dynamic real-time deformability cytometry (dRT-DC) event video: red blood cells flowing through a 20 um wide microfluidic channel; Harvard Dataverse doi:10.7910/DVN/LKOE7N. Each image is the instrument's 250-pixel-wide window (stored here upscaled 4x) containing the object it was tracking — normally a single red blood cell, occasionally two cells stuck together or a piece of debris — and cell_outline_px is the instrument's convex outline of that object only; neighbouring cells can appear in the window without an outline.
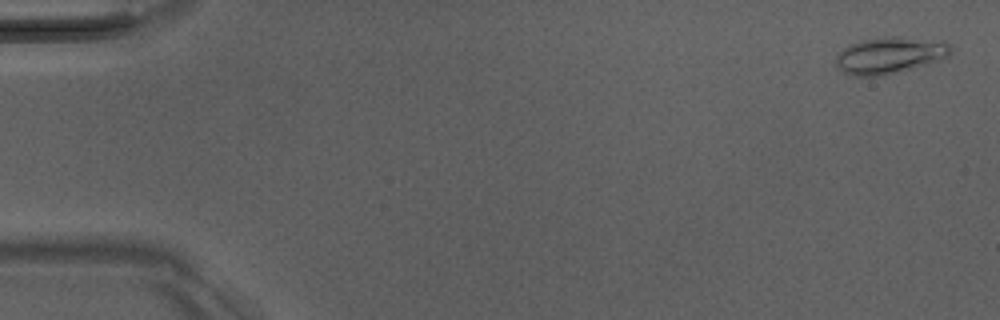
{"species": "Egyptian fruit bat (a non-hibernating species)", "species_latin": "Rousettus aegyptiacus", "temperature_condition": "room temperature", "stored_images_in_passage": 50, "camera_frame_rate_fps": 3000, "um_per_image_px": 0.085, "animal": {"sex": "male"}, "frame": {"image": 1, "passage_image": 2, "time_ms": 0.333, "image_size_px": [1000, 320], "cell_outline_px": [[952, 52], [948, 56], [928, 64], [884, 76], [852, 76], [836, 68], [836, 56], [844, 48], [852, 44], [864, 40], [892, 36], [896, 36], [944, 40], [952, 48]], "centroid_in_image_um": [75.66, 4.71], "position_along_channel_um": 9.3, "area_um2": 24.62}}
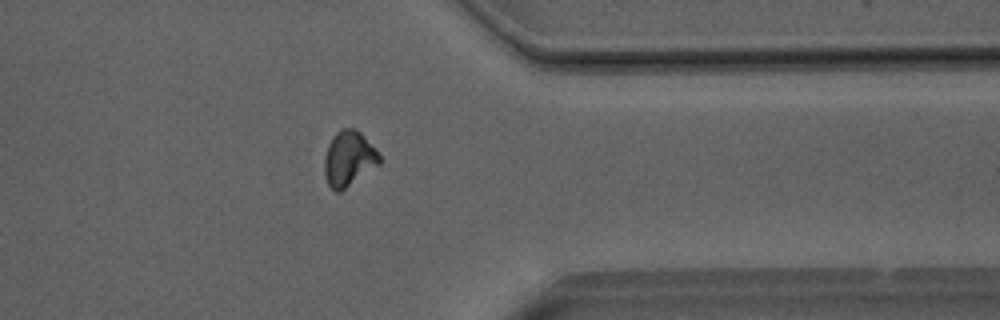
{"frame": {"image": 2, "passage_image": 41, "time_ms": 13.333, "image_size_px": [1000, 320], "cell_outline_px": [[380, 164], [340, 192], [336, 192], [328, 184], [324, 172], [324, 156], [328, 144], [336, 132], [340, 128], [356, 128], [376, 148], [380, 156]], "centroid_in_image_um": [29.65, 13.47], "position_along_channel_um": 381.8, "area_um2": 17.8}}
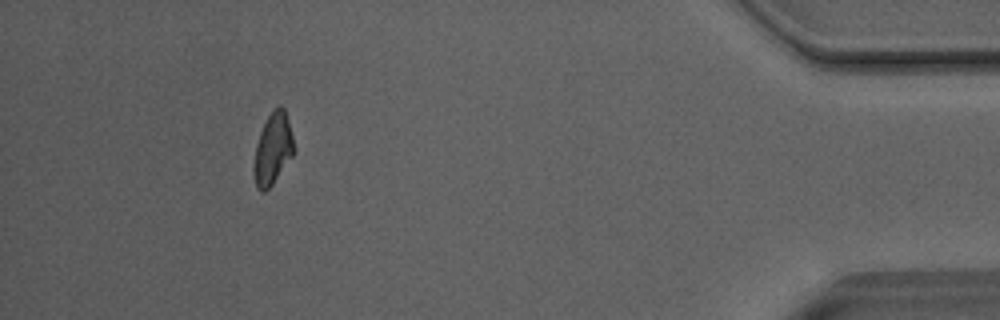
{"frame": {"image": 3, "passage_image": 47, "time_ms": 15.333, "image_size_px": [1000, 320], "cell_outline_px": [[292, 156], [272, 184], [264, 192], [260, 192], [256, 188], [252, 168], [256, 144], [260, 132], [272, 108], [280, 104], [284, 108], [292, 136]], "centroid_in_image_um": [23.14, 12.66], "position_along_channel_um": 412.1, "area_um2": 16.47}}